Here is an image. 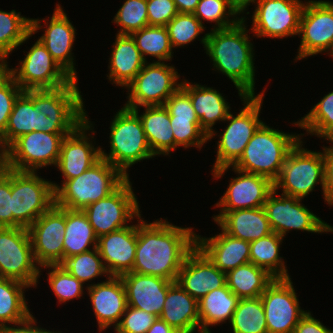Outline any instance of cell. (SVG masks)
<instances>
[{
    "label": "cell",
    "instance_id": "cell-55",
    "mask_svg": "<svg viewBox=\"0 0 333 333\" xmlns=\"http://www.w3.org/2000/svg\"><path fill=\"white\" fill-rule=\"evenodd\" d=\"M37 321L33 315H29L23 321L14 323L13 326L11 325H4L0 326V333H61L59 332H52L50 330L41 328L36 326ZM16 326V327H15Z\"/></svg>",
    "mask_w": 333,
    "mask_h": 333
},
{
    "label": "cell",
    "instance_id": "cell-11",
    "mask_svg": "<svg viewBox=\"0 0 333 333\" xmlns=\"http://www.w3.org/2000/svg\"><path fill=\"white\" fill-rule=\"evenodd\" d=\"M26 53L19 68L10 69L7 60L2 64L23 91L56 89L75 80L56 62L40 39Z\"/></svg>",
    "mask_w": 333,
    "mask_h": 333
},
{
    "label": "cell",
    "instance_id": "cell-57",
    "mask_svg": "<svg viewBox=\"0 0 333 333\" xmlns=\"http://www.w3.org/2000/svg\"><path fill=\"white\" fill-rule=\"evenodd\" d=\"M178 13L193 14L200 0H173Z\"/></svg>",
    "mask_w": 333,
    "mask_h": 333
},
{
    "label": "cell",
    "instance_id": "cell-43",
    "mask_svg": "<svg viewBox=\"0 0 333 333\" xmlns=\"http://www.w3.org/2000/svg\"><path fill=\"white\" fill-rule=\"evenodd\" d=\"M61 265L83 284L101 275L109 277L97 247L68 257Z\"/></svg>",
    "mask_w": 333,
    "mask_h": 333
},
{
    "label": "cell",
    "instance_id": "cell-16",
    "mask_svg": "<svg viewBox=\"0 0 333 333\" xmlns=\"http://www.w3.org/2000/svg\"><path fill=\"white\" fill-rule=\"evenodd\" d=\"M301 37L296 60L333 50V2H305L299 25Z\"/></svg>",
    "mask_w": 333,
    "mask_h": 333
},
{
    "label": "cell",
    "instance_id": "cell-36",
    "mask_svg": "<svg viewBox=\"0 0 333 333\" xmlns=\"http://www.w3.org/2000/svg\"><path fill=\"white\" fill-rule=\"evenodd\" d=\"M275 278L265 269L249 262L226 274L228 288L239 298L260 297Z\"/></svg>",
    "mask_w": 333,
    "mask_h": 333
},
{
    "label": "cell",
    "instance_id": "cell-53",
    "mask_svg": "<svg viewBox=\"0 0 333 333\" xmlns=\"http://www.w3.org/2000/svg\"><path fill=\"white\" fill-rule=\"evenodd\" d=\"M170 116L197 118L189 94L180 86L165 102Z\"/></svg>",
    "mask_w": 333,
    "mask_h": 333
},
{
    "label": "cell",
    "instance_id": "cell-38",
    "mask_svg": "<svg viewBox=\"0 0 333 333\" xmlns=\"http://www.w3.org/2000/svg\"><path fill=\"white\" fill-rule=\"evenodd\" d=\"M30 288L19 281L0 278V326L23 321L31 312L24 290Z\"/></svg>",
    "mask_w": 333,
    "mask_h": 333
},
{
    "label": "cell",
    "instance_id": "cell-15",
    "mask_svg": "<svg viewBox=\"0 0 333 333\" xmlns=\"http://www.w3.org/2000/svg\"><path fill=\"white\" fill-rule=\"evenodd\" d=\"M273 189L263 206L273 232L284 236L289 230L311 233L333 232V227L305 207L301 198L281 194Z\"/></svg>",
    "mask_w": 333,
    "mask_h": 333
},
{
    "label": "cell",
    "instance_id": "cell-45",
    "mask_svg": "<svg viewBox=\"0 0 333 333\" xmlns=\"http://www.w3.org/2000/svg\"><path fill=\"white\" fill-rule=\"evenodd\" d=\"M43 267L51 269L48 272V282L59 303L82 297L83 283L73 277L65 267L61 264H50Z\"/></svg>",
    "mask_w": 333,
    "mask_h": 333
},
{
    "label": "cell",
    "instance_id": "cell-14",
    "mask_svg": "<svg viewBox=\"0 0 333 333\" xmlns=\"http://www.w3.org/2000/svg\"><path fill=\"white\" fill-rule=\"evenodd\" d=\"M128 177L106 198L91 203L83 211L97 238L129 226L140 215L139 203Z\"/></svg>",
    "mask_w": 333,
    "mask_h": 333
},
{
    "label": "cell",
    "instance_id": "cell-23",
    "mask_svg": "<svg viewBox=\"0 0 333 333\" xmlns=\"http://www.w3.org/2000/svg\"><path fill=\"white\" fill-rule=\"evenodd\" d=\"M136 245L137 224L98 238L97 249L109 276H121L132 271Z\"/></svg>",
    "mask_w": 333,
    "mask_h": 333
},
{
    "label": "cell",
    "instance_id": "cell-47",
    "mask_svg": "<svg viewBox=\"0 0 333 333\" xmlns=\"http://www.w3.org/2000/svg\"><path fill=\"white\" fill-rule=\"evenodd\" d=\"M172 48L193 42L205 27L194 14L178 13L166 25Z\"/></svg>",
    "mask_w": 333,
    "mask_h": 333
},
{
    "label": "cell",
    "instance_id": "cell-52",
    "mask_svg": "<svg viewBox=\"0 0 333 333\" xmlns=\"http://www.w3.org/2000/svg\"><path fill=\"white\" fill-rule=\"evenodd\" d=\"M177 14L173 0H147L149 26H166Z\"/></svg>",
    "mask_w": 333,
    "mask_h": 333
},
{
    "label": "cell",
    "instance_id": "cell-27",
    "mask_svg": "<svg viewBox=\"0 0 333 333\" xmlns=\"http://www.w3.org/2000/svg\"><path fill=\"white\" fill-rule=\"evenodd\" d=\"M196 246L226 274L250 262V242L233 237L222 228L221 233L210 238L196 235Z\"/></svg>",
    "mask_w": 333,
    "mask_h": 333
},
{
    "label": "cell",
    "instance_id": "cell-33",
    "mask_svg": "<svg viewBox=\"0 0 333 333\" xmlns=\"http://www.w3.org/2000/svg\"><path fill=\"white\" fill-rule=\"evenodd\" d=\"M40 19L22 17L20 12H10L0 9V65L9 54L28 40L32 34L42 29Z\"/></svg>",
    "mask_w": 333,
    "mask_h": 333
},
{
    "label": "cell",
    "instance_id": "cell-2",
    "mask_svg": "<svg viewBox=\"0 0 333 333\" xmlns=\"http://www.w3.org/2000/svg\"><path fill=\"white\" fill-rule=\"evenodd\" d=\"M245 17L226 29H211L201 38L214 69L225 74L238 90L240 99L255 96L253 44L249 40Z\"/></svg>",
    "mask_w": 333,
    "mask_h": 333
},
{
    "label": "cell",
    "instance_id": "cell-37",
    "mask_svg": "<svg viewBox=\"0 0 333 333\" xmlns=\"http://www.w3.org/2000/svg\"><path fill=\"white\" fill-rule=\"evenodd\" d=\"M283 237L272 232L250 242V262L265 269L274 278H290L280 253Z\"/></svg>",
    "mask_w": 333,
    "mask_h": 333
},
{
    "label": "cell",
    "instance_id": "cell-13",
    "mask_svg": "<svg viewBox=\"0 0 333 333\" xmlns=\"http://www.w3.org/2000/svg\"><path fill=\"white\" fill-rule=\"evenodd\" d=\"M70 133L32 131L14 140L6 148L8 168L36 172L58 163L63 139Z\"/></svg>",
    "mask_w": 333,
    "mask_h": 333
},
{
    "label": "cell",
    "instance_id": "cell-19",
    "mask_svg": "<svg viewBox=\"0 0 333 333\" xmlns=\"http://www.w3.org/2000/svg\"><path fill=\"white\" fill-rule=\"evenodd\" d=\"M65 230L66 208L55 204L28 228L33 255L40 267L64 261Z\"/></svg>",
    "mask_w": 333,
    "mask_h": 333
},
{
    "label": "cell",
    "instance_id": "cell-54",
    "mask_svg": "<svg viewBox=\"0 0 333 333\" xmlns=\"http://www.w3.org/2000/svg\"><path fill=\"white\" fill-rule=\"evenodd\" d=\"M333 144V142H330ZM324 200L333 206V145L324 147Z\"/></svg>",
    "mask_w": 333,
    "mask_h": 333
},
{
    "label": "cell",
    "instance_id": "cell-29",
    "mask_svg": "<svg viewBox=\"0 0 333 333\" xmlns=\"http://www.w3.org/2000/svg\"><path fill=\"white\" fill-rule=\"evenodd\" d=\"M159 318L179 333H194L200 329L198 301L174 282L168 288Z\"/></svg>",
    "mask_w": 333,
    "mask_h": 333
},
{
    "label": "cell",
    "instance_id": "cell-8",
    "mask_svg": "<svg viewBox=\"0 0 333 333\" xmlns=\"http://www.w3.org/2000/svg\"><path fill=\"white\" fill-rule=\"evenodd\" d=\"M300 140L289 152L274 189L282 188V194L303 199L320 183L324 192V146L323 152H314L302 147Z\"/></svg>",
    "mask_w": 333,
    "mask_h": 333
},
{
    "label": "cell",
    "instance_id": "cell-56",
    "mask_svg": "<svg viewBox=\"0 0 333 333\" xmlns=\"http://www.w3.org/2000/svg\"><path fill=\"white\" fill-rule=\"evenodd\" d=\"M332 330L324 326L319 320L307 312L298 322L293 333H331Z\"/></svg>",
    "mask_w": 333,
    "mask_h": 333
},
{
    "label": "cell",
    "instance_id": "cell-21",
    "mask_svg": "<svg viewBox=\"0 0 333 333\" xmlns=\"http://www.w3.org/2000/svg\"><path fill=\"white\" fill-rule=\"evenodd\" d=\"M93 124L89 121V118H86L72 133L65 136L62 141L60 156L56 167L62 173L64 180H69L75 177H78L92 165H94L100 158V148H95L89 142L90 138L87 136V132L92 130L94 127Z\"/></svg>",
    "mask_w": 333,
    "mask_h": 333
},
{
    "label": "cell",
    "instance_id": "cell-34",
    "mask_svg": "<svg viewBox=\"0 0 333 333\" xmlns=\"http://www.w3.org/2000/svg\"><path fill=\"white\" fill-rule=\"evenodd\" d=\"M239 298L228 288L227 284L208 292L198 301L200 333H211L209 326L231 321Z\"/></svg>",
    "mask_w": 333,
    "mask_h": 333
},
{
    "label": "cell",
    "instance_id": "cell-35",
    "mask_svg": "<svg viewBox=\"0 0 333 333\" xmlns=\"http://www.w3.org/2000/svg\"><path fill=\"white\" fill-rule=\"evenodd\" d=\"M97 236L83 210L66 208V230L64 235V260L97 247ZM92 249H89V247Z\"/></svg>",
    "mask_w": 333,
    "mask_h": 333
},
{
    "label": "cell",
    "instance_id": "cell-22",
    "mask_svg": "<svg viewBox=\"0 0 333 333\" xmlns=\"http://www.w3.org/2000/svg\"><path fill=\"white\" fill-rule=\"evenodd\" d=\"M176 282L197 301L227 284L226 273L220 271L197 246L185 258Z\"/></svg>",
    "mask_w": 333,
    "mask_h": 333
},
{
    "label": "cell",
    "instance_id": "cell-58",
    "mask_svg": "<svg viewBox=\"0 0 333 333\" xmlns=\"http://www.w3.org/2000/svg\"><path fill=\"white\" fill-rule=\"evenodd\" d=\"M146 333H179L175 328L158 318Z\"/></svg>",
    "mask_w": 333,
    "mask_h": 333
},
{
    "label": "cell",
    "instance_id": "cell-41",
    "mask_svg": "<svg viewBox=\"0 0 333 333\" xmlns=\"http://www.w3.org/2000/svg\"><path fill=\"white\" fill-rule=\"evenodd\" d=\"M143 59L154 56L158 62L170 61L173 48L166 26H147L131 34Z\"/></svg>",
    "mask_w": 333,
    "mask_h": 333
},
{
    "label": "cell",
    "instance_id": "cell-6",
    "mask_svg": "<svg viewBox=\"0 0 333 333\" xmlns=\"http://www.w3.org/2000/svg\"><path fill=\"white\" fill-rule=\"evenodd\" d=\"M110 153L100 148V156L117 167L126 177L127 169L141 160L153 158L139 116L123 106L110 125Z\"/></svg>",
    "mask_w": 333,
    "mask_h": 333
},
{
    "label": "cell",
    "instance_id": "cell-51",
    "mask_svg": "<svg viewBox=\"0 0 333 333\" xmlns=\"http://www.w3.org/2000/svg\"><path fill=\"white\" fill-rule=\"evenodd\" d=\"M0 227H22L12 215L11 168L0 174Z\"/></svg>",
    "mask_w": 333,
    "mask_h": 333
},
{
    "label": "cell",
    "instance_id": "cell-17",
    "mask_svg": "<svg viewBox=\"0 0 333 333\" xmlns=\"http://www.w3.org/2000/svg\"><path fill=\"white\" fill-rule=\"evenodd\" d=\"M268 333H293L307 313L300 308L291 278H275L260 296Z\"/></svg>",
    "mask_w": 333,
    "mask_h": 333
},
{
    "label": "cell",
    "instance_id": "cell-3",
    "mask_svg": "<svg viewBox=\"0 0 333 333\" xmlns=\"http://www.w3.org/2000/svg\"><path fill=\"white\" fill-rule=\"evenodd\" d=\"M304 134H288L263 123L252 136L241 157L232 165L212 170L214 178H221L234 167L240 171L265 176L274 182L289 152Z\"/></svg>",
    "mask_w": 333,
    "mask_h": 333
},
{
    "label": "cell",
    "instance_id": "cell-32",
    "mask_svg": "<svg viewBox=\"0 0 333 333\" xmlns=\"http://www.w3.org/2000/svg\"><path fill=\"white\" fill-rule=\"evenodd\" d=\"M145 113L139 115L138 108L132 109L140 118L147 142L155 155H168L175 150V140L170 124V115L163 106H144Z\"/></svg>",
    "mask_w": 333,
    "mask_h": 333
},
{
    "label": "cell",
    "instance_id": "cell-42",
    "mask_svg": "<svg viewBox=\"0 0 333 333\" xmlns=\"http://www.w3.org/2000/svg\"><path fill=\"white\" fill-rule=\"evenodd\" d=\"M301 118L294 125L303 128L310 135L333 142V91L321 98L320 102Z\"/></svg>",
    "mask_w": 333,
    "mask_h": 333
},
{
    "label": "cell",
    "instance_id": "cell-5",
    "mask_svg": "<svg viewBox=\"0 0 333 333\" xmlns=\"http://www.w3.org/2000/svg\"><path fill=\"white\" fill-rule=\"evenodd\" d=\"M127 178L117 167L100 158L78 177L65 180L60 186L52 183L55 205L72 210H84L91 203L106 198Z\"/></svg>",
    "mask_w": 333,
    "mask_h": 333
},
{
    "label": "cell",
    "instance_id": "cell-10",
    "mask_svg": "<svg viewBox=\"0 0 333 333\" xmlns=\"http://www.w3.org/2000/svg\"><path fill=\"white\" fill-rule=\"evenodd\" d=\"M36 263L25 227H0V278L37 286L41 268Z\"/></svg>",
    "mask_w": 333,
    "mask_h": 333
},
{
    "label": "cell",
    "instance_id": "cell-44",
    "mask_svg": "<svg viewBox=\"0 0 333 333\" xmlns=\"http://www.w3.org/2000/svg\"><path fill=\"white\" fill-rule=\"evenodd\" d=\"M193 14L203 26L202 20L215 22L214 30L230 28L242 19V16L236 17L239 13L232 7L230 0H200ZM230 17L232 19H228Z\"/></svg>",
    "mask_w": 333,
    "mask_h": 333
},
{
    "label": "cell",
    "instance_id": "cell-60",
    "mask_svg": "<svg viewBox=\"0 0 333 333\" xmlns=\"http://www.w3.org/2000/svg\"><path fill=\"white\" fill-rule=\"evenodd\" d=\"M7 168L6 164V148L3 146L0 140V174H2Z\"/></svg>",
    "mask_w": 333,
    "mask_h": 333
},
{
    "label": "cell",
    "instance_id": "cell-7",
    "mask_svg": "<svg viewBox=\"0 0 333 333\" xmlns=\"http://www.w3.org/2000/svg\"><path fill=\"white\" fill-rule=\"evenodd\" d=\"M265 90L255 96H245L243 109L235 116L230 112L224 121L227 127L217 142V156L213 169L232 166L243 154L244 148L264 123L260 120V111Z\"/></svg>",
    "mask_w": 333,
    "mask_h": 333
},
{
    "label": "cell",
    "instance_id": "cell-25",
    "mask_svg": "<svg viewBox=\"0 0 333 333\" xmlns=\"http://www.w3.org/2000/svg\"><path fill=\"white\" fill-rule=\"evenodd\" d=\"M99 331L117 326L128 307L126 292L120 276H109L104 282L86 286ZM113 324V325H112Z\"/></svg>",
    "mask_w": 333,
    "mask_h": 333
},
{
    "label": "cell",
    "instance_id": "cell-48",
    "mask_svg": "<svg viewBox=\"0 0 333 333\" xmlns=\"http://www.w3.org/2000/svg\"><path fill=\"white\" fill-rule=\"evenodd\" d=\"M170 124L175 140V150L179 146H183L184 149L190 146L201 149L208 141V136L201 129L198 118L170 116Z\"/></svg>",
    "mask_w": 333,
    "mask_h": 333
},
{
    "label": "cell",
    "instance_id": "cell-12",
    "mask_svg": "<svg viewBox=\"0 0 333 333\" xmlns=\"http://www.w3.org/2000/svg\"><path fill=\"white\" fill-rule=\"evenodd\" d=\"M180 74L174 66L153 60L146 62L137 76L126 86L128 109L139 106H163L167 99L181 86ZM130 92V93H129Z\"/></svg>",
    "mask_w": 333,
    "mask_h": 333
},
{
    "label": "cell",
    "instance_id": "cell-26",
    "mask_svg": "<svg viewBox=\"0 0 333 333\" xmlns=\"http://www.w3.org/2000/svg\"><path fill=\"white\" fill-rule=\"evenodd\" d=\"M49 22V24H48ZM44 30V34L39 38L56 62L75 80L77 72L72 48L75 41L76 29L68 19L62 7L57 4L54 13Z\"/></svg>",
    "mask_w": 333,
    "mask_h": 333
},
{
    "label": "cell",
    "instance_id": "cell-50",
    "mask_svg": "<svg viewBox=\"0 0 333 333\" xmlns=\"http://www.w3.org/2000/svg\"><path fill=\"white\" fill-rule=\"evenodd\" d=\"M123 319V320H122ZM157 316L146 311L128 306L115 328L116 333H146Z\"/></svg>",
    "mask_w": 333,
    "mask_h": 333
},
{
    "label": "cell",
    "instance_id": "cell-49",
    "mask_svg": "<svg viewBox=\"0 0 333 333\" xmlns=\"http://www.w3.org/2000/svg\"><path fill=\"white\" fill-rule=\"evenodd\" d=\"M22 92L13 77L0 65V138L5 133L14 102Z\"/></svg>",
    "mask_w": 333,
    "mask_h": 333
},
{
    "label": "cell",
    "instance_id": "cell-18",
    "mask_svg": "<svg viewBox=\"0 0 333 333\" xmlns=\"http://www.w3.org/2000/svg\"><path fill=\"white\" fill-rule=\"evenodd\" d=\"M300 0H259L252 15L254 36L284 38L298 35L304 7Z\"/></svg>",
    "mask_w": 333,
    "mask_h": 333
},
{
    "label": "cell",
    "instance_id": "cell-46",
    "mask_svg": "<svg viewBox=\"0 0 333 333\" xmlns=\"http://www.w3.org/2000/svg\"><path fill=\"white\" fill-rule=\"evenodd\" d=\"M112 21L120 26L117 34L122 35H131L149 26L147 0H126Z\"/></svg>",
    "mask_w": 333,
    "mask_h": 333
},
{
    "label": "cell",
    "instance_id": "cell-28",
    "mask_svg": "<svg viewBox=\"0 0 333 333\" xmlns=\"http://www.w3.org/2000/svg\"><path fill=\"white\" fill-rule=\"evenodd\" d=\"M181 87L189 94L201 129L207 134L210 141L216 132L213 126L216 121H224L230 113V104L219 91L212 87L192 84L183 80Z\"/></svg>",
    "mask_w": 333,
    "mask_h": 333
},
{
    "label": "cell",
    "instance_id": "cell-24",
    "mask_svg": "<svg viewBox=\"0 0 333 333\" xmlns=\"http://www.w3.org/2000/svg\"><path fill=\"white\" fill-rule=\"evenodd\" d=\"M127 304L159 318L162 313L168 288L175 282L152 275L128 272L120 276Z\"/></svg>",
    "mask_w": 333,
    "mask_h": 333
},
{
    "label": "cell",
    "instance_id": "cell-1",
    "mask_svg": "<svg viewBox=\"0 0 333 333\" xmlns=\"http://www.w3.org/2000/svg\"><path fill=\"white\" fill-rule=\"evenodd\" d=\"M137 217V245L131 272L175 281L187 255L196 247L193 228L166 220L147 223Z\"/></svg>",
    "mask_w": 333,
    "mask_h": 333
},
{
    "label": "cell",
    "instance_id": "cell-30",
    "mask_svg": "<svg viewBox=\"0 0 333 333\" xmlns=\"http://www.w3.org/2000/svg\"><path fill=\"white\" fill-rule=\"evenodd\" d=\"M109 58L108 79L117 86L126 87L140 72L146 61L141 56L131 35L116 34Z\"/></svg>",
    "mask_w": 333,
    "mask_h": 333
},
{
    "label": "cell",
    "instance_id": "cell-4",
    "mask_svg": "<svg viewBox=\"0 0 333 333\" xmlns=\"http://www.w3.org/2000/svg\"><path fill=\"white\" fill-rule=\"evenodd\" d=\"M74 80L56 89L34 90V131L72 133L87 118L81 92Z\"/></svg>",
    "mask_w": 333,
    "mask_h": 333
},
{
    "label": "cell",
    "instance_id": "cell-9",
    "mask_svg": "<svg viewBox=\"0 0 333 333\" xmlns=\"http://www.w3.org/2000/svg\"><path fill=\"white\" fill-rule=\"evenodd\" d=\"M52 183L37 172L11 169L12 215L22 227L29 228L55 204Z\"/></svg>",
    "mask_w": 333,
    "mask_h": 333
},
{
    "label": "cell",
    "instance_id": "cell-20",
    "mask_svg": "<svg viewBox=\"0 0 333 333\" xmlns=\"http://www.w3.org/2000/svg\"><path fill=\"white\" fill-rule=\"evenodd\" d=\"M232 170L238 177L230 179L227 190L216 203L220 213L214 215L215 222L228 211L263 207L274 189L273 182L265 176L243 172L234 167Z\"/></svg>",
    "mask_w": 333,
    "mask_h": 333
},
{
    "label": "cell",
    "instance_id": "cell-39",
    "mask_svg": "<svg viewBox=\"0 0 333 333\" xmlns=\"http://www.w3.org/2000/svg\"><path fill=\"white\" fill-rule=\"evenodd\" d=\"M34 127V90H26L15 100L5 133L0 140L7 148L18 137L34 131Z\"/></svg>",
    "mask_w": 333,
    "mask_h": 333
},
{
    "label": "cell",
    "instance_id": "cell-40",
    "mask_svg": "<svg viewBox=\"0 0 333 333\" xmlns=\"http://www.w3.org/2000/svg\"><path fill=\"white\" fill-rule=\"evenodd\" d=\"M230 323L233 333H268L261 298L239 299Z\"/></svg>",
    "mask_w": 333,
    "mask_h": 333
},
{
    "label": "cell",
    "instance_id": "cell-59",
    "mask_svg": "<svg viewBox=\"0 0 333 333\" xmlns=\"http://www.w3.org/2000/svg\"><path fill=\"white\" fill-rule=\"evenodd\" d=\"M259 0H230L232 7L239 13L244 14L245 10H247V6L250 5V3H255V5L258 3Z\"/></svg>",
    "mask_w": 333,
    "mask_h": 333
},
{
    "label": "cell",
    "instance_id": "cell-31",
    "mask_svg": "<svg viewBox=\"0 0 333 333\" xmlns=\"http://www.w3.org/2000/svg\"><path fill=\"white\" fill-rule=\"evenodd\" d=\"M216 223L227 234L248 242L273 232L263 207L228 211Z\"/></svg>",
    "mask_w": 333,
    "mask_h": 333
}]
</instances>
